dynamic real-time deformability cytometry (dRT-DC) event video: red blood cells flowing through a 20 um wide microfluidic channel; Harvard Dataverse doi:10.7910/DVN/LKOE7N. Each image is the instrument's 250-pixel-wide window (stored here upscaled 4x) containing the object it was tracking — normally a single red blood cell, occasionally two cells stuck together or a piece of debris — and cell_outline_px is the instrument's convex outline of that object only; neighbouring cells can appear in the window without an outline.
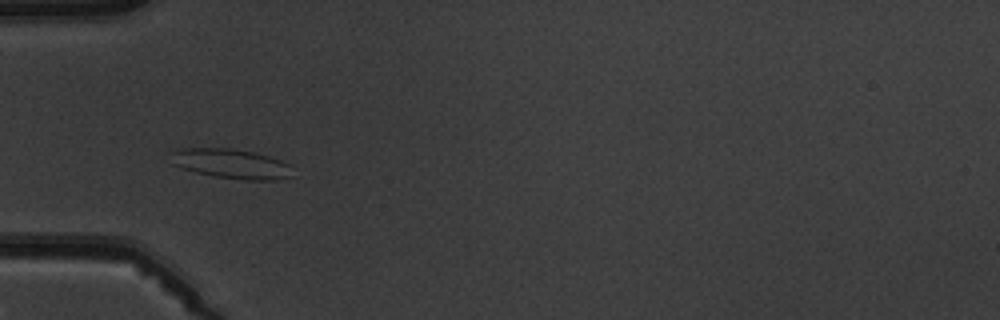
{"species": "common noctule bat (a hibernating species)", "species_latin": "Nyctalus noctula", "temperature_condition": "warm", "stored_images_in_passage": 6, "camera_frame_rate_fps": 3000, "um_per_image_px": 0.085, "animal": {"sex": "male", "body_mass_g": 19.5, "forearm_length_mm": 54.6}, "frame": {"image": 1, "passage_image": 5, "time_ms": 4.667, "image_size_px": [1000, 320], "cell_outline_px": [[292, 176], [276, 180], [244, 180], [216, 176], [196, 172], [180, 168], [172, 164], [168, 152], [180, 148], [232, 148], [256, 152], [292, 164]], "centroid_in_image_um": [19.64, 13.91], "position_along_channel_um": 65.4, "area_um2": 21.44}}
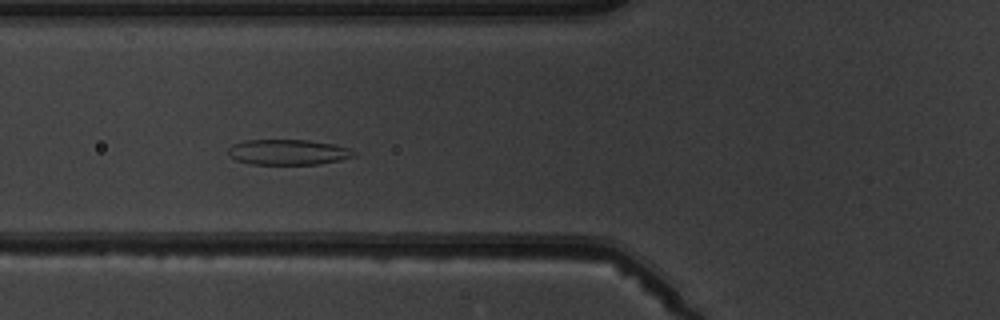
{"frame": {"image": 2, "passage_image": 6, "time_ms": 5.667, "image_size_px": [1000, 320], "cell_outline_px": [[356, 156], [340, 160], [320, 164], [252, 164], [236, 160], [228, 156], [228, 148], [232, 144], [244, 140], [308, 140], [332, 144], [352, 148], [356, 152]], "centroid_in_image_um": [24.5, 12.93], "position_along_channel_um": 101.3, "area_um2": 18.79}}